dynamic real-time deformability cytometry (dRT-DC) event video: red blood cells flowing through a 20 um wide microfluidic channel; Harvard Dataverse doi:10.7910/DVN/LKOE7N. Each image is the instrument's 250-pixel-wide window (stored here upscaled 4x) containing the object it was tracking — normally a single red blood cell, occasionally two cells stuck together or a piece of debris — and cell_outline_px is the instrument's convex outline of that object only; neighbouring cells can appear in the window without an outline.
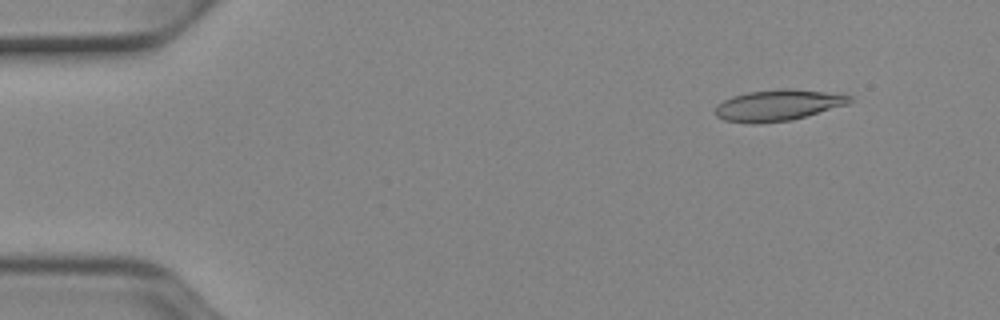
{"species": "Egyptian fruit bat (a non-hibernating species)", "species_latin": "Rousettus aegyptiacus", "temperature_condition": "cold", "stored_images_in_passage": 52, "segment_of_instrument_passage": [1, 2], "camera_frame_rate_fps": 3000, "um_per_image_px": 0.085, "animal": {"sex": "female"}, "frame": {"image": 1, "passage_image": 5, "time_ms": 1.333, "image_size_px": [1000, 320], "cell_outline_px": [[852, 100], [848, 104], [792, 120], [756, 124], [748, 124], [724, 120], [716, 116], [716, 104], [732, 96], [748, 92], [780, 88], [792, 88], [824, 92], [852, 96]], "centroid_in_image_um": [66.09, 8.95], "position_along_channel_um": 18.9, "area_um2": 24.45}}
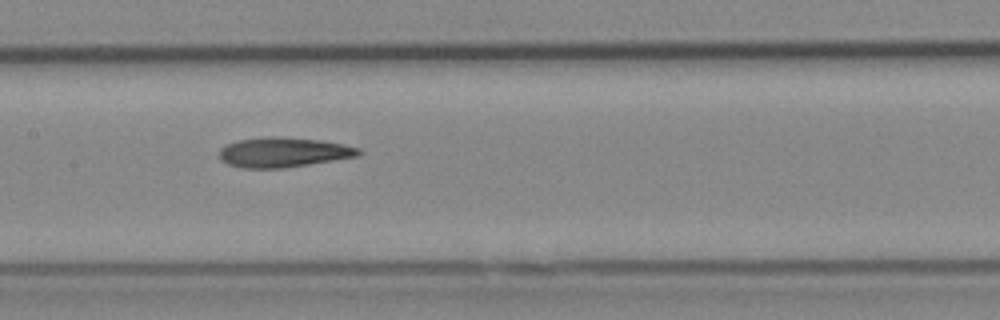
{"frame": {"image": 2, "passage_image": 25, "time_ms": 8.0, "image_size_px": [1000, 320], "cell_outline_px": [[364, 152], [360, 156], [284, 168], [240, 168], [228, 164], [220, 160], [220, 148], [236, 140], [320, 140], [344, 144], [360, 148]], "centroid_in_image_um": [24.15, 13.01], "position_along_channel_um": 183.2, "area_um2": 23.12}}
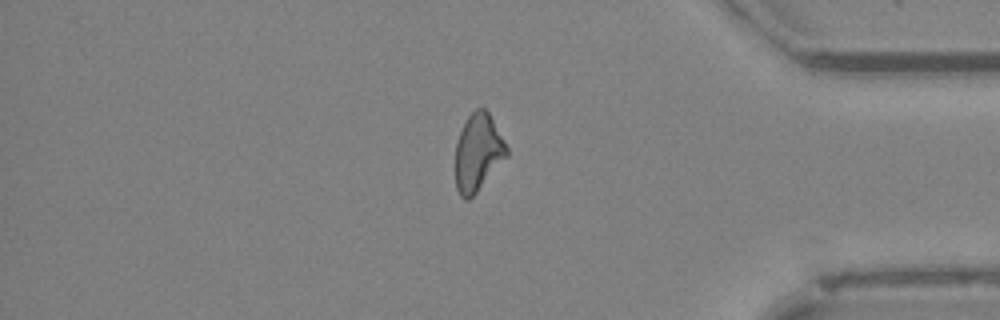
{"frame": {"image": 3, "passage_image": 43, "time_ms": 14.0, "image_size_px": [1000, 320], "cell_outline_px": [[508, 156], [476, 192], [468, 200], [464, 200], [460, 196], [456, 188], [456, 140], [468, 116], [476, 108], [484, 108], [488, 112], [508, 148]], "centroid_in_image_um": [40.62, 12.97], "position_along_channel_um": 394.6, "area_um2": 22.83}}